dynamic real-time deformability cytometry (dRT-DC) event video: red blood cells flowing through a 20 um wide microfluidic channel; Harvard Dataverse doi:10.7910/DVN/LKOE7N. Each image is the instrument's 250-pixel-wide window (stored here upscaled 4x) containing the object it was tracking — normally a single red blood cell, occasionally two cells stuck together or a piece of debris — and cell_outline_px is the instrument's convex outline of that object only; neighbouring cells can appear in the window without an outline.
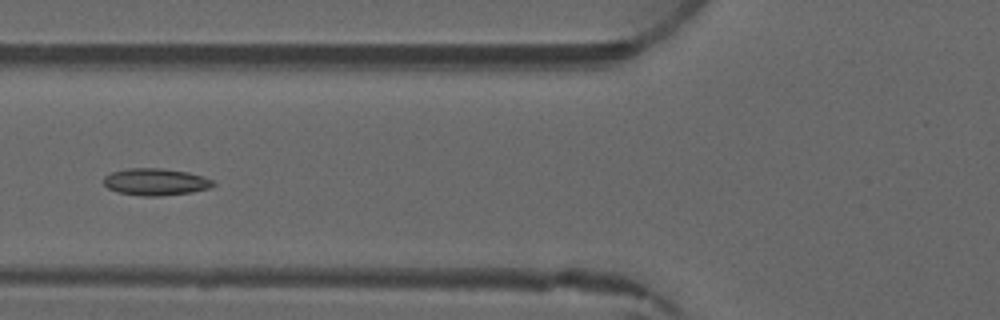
{"species": "common noctule bat (a hibernating species)", "species_latin": "Nyctalus noctula", "temperature_condition": "warm", "stored_images_in_passage": 4, "camera_frame_rate_fps": 3000, "um_per_image_px": 0.085, "animal": {"sex": "male", "forearm_length_mm": 52.5}, "frame": {"image": 1, "passage_image": 4, "time_ms": 4.333, "image_size_px": [1000, 320], "cell_outline_px": [[216, 184], [212, 188], [192, 192], [160, 196], [144, 196], [120, 192], [108, 188], [104, 184], [104, 176], [112, 172], [128, 168], [164, 168], [188, 172], [204, 176], [212, 180]], "centroid_in_image_um": [13.27, 15.45], "position_along_channel_um": 112.5, "area_um2": 17.28}}